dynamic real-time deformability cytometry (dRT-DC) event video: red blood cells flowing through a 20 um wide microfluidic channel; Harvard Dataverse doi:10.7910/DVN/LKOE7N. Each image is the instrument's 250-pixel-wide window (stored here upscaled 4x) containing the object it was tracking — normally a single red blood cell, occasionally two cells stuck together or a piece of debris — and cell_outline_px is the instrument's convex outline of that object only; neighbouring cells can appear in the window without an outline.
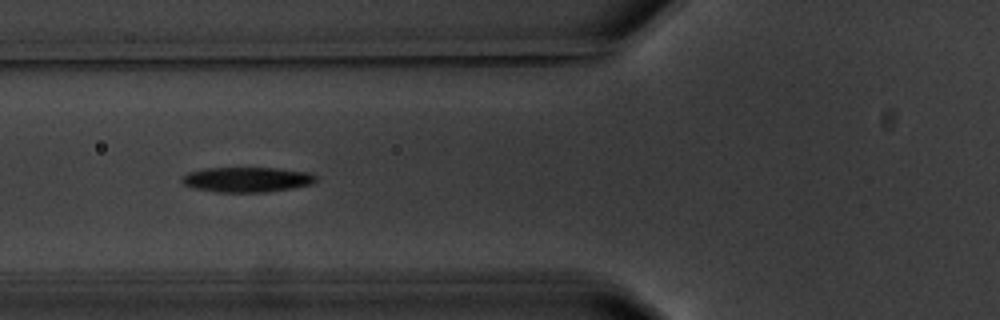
{"species": "common noctule bat (a hibernating species)", "species_latin": "Nyctalus noctula", "temperature_condition": "warm", "stored_images_in_passage": 12, "camera_frame_rate_fps": 3000, "um_per_image_px": 0.085, "animal": {"sex": "male", "body_mass_g": 20.1, "forearm_length_mm": 53.5}, "frame": {"image": 1, "passage_image": 3, "time_ms": 3.333, "image_size_px": [1000, 320], "cell_outline_px": [[316, 180], [312, 184], [292, 188], [268, 192], [220, 192], [196, 188], [184, 184], [180, 180], [188, 172], [204, 168], [276, 168], [308, 172], [316, 176]], "centroid_in_image_um": [21.01, 15.26], "position_along_channel_um": 104.8, "area_um2": 19.42}}
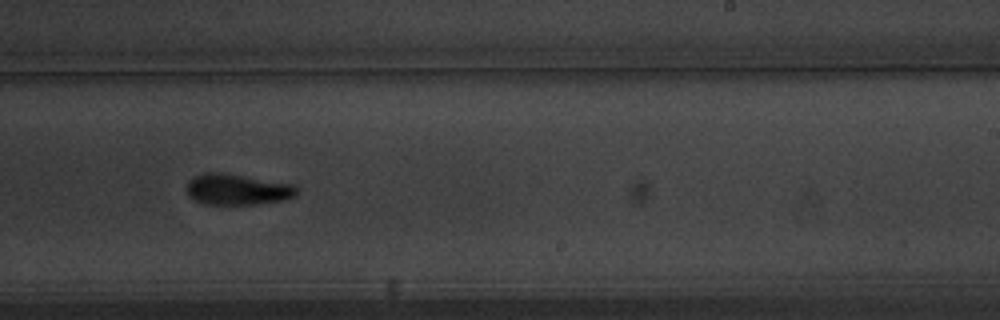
{"frame": {"image": 2, "passage_image": 7, "time_ms": 8.0, "image_size_px": [1000, 320], "cell_outline_px": [[296, 196], [284, 200], [256, 204], [204, 204], [188, 196], [188, 180], [192, 176], [204, 172], [220, 172], [296, 184]], "centroid_in_image_um": [20.17, 16.09], "position_along_channel_um": 268.8, "area_um2": 19.94}, "authors_computed_cell_mechanics": {"area_um2": 19.8832, "velocity_mm_per_s": 3.5085, "shape_relaxation_time_tau1_ms": 2.0188, "shape_relaxation_time_tau2_ms": 6.1988, "deformation_change_tau1": 0.1314, "deformation_change_tau2": 0.1077}}